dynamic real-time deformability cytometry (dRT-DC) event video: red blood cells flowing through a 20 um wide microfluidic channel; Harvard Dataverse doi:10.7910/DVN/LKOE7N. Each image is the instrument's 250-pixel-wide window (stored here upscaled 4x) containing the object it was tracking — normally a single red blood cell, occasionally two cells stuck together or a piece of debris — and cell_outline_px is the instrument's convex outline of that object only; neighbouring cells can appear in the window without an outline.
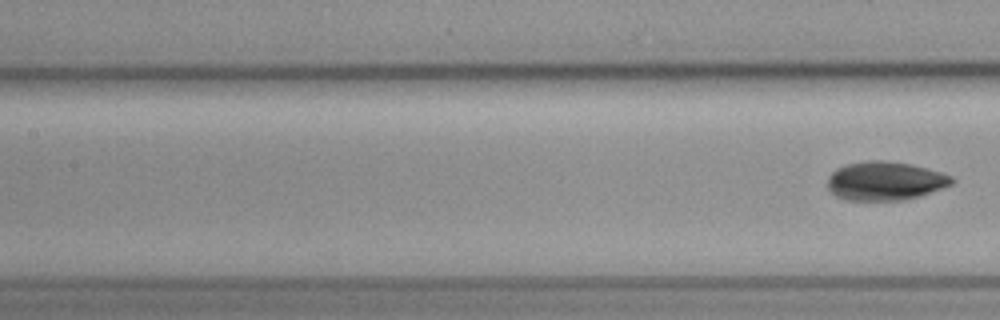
{"species": "common noctule bat (a hibernating species)", "species_latin": "Nyctalus noctula", "temperature_condition": "cold", "stored_images_in_passage": 10, "camera_frame_rate_fps": 3000, "um_per_image_px": 0.085, "animal": {"sex": "female", "body_mass_g": 19.3, "forearm_length_mm": 54.1}, "frame": {"image": 1, "passage_image": 10, "time_ms": 12.0, "image_size_px": [1000, 320], "cell_outline_px": [[956, 180], [952, 184], [944, 188], [920, 196], [904, 200], [848, 200], [836, 196], [828, 188], [828, 176], [836, 168], [848, 164], [868, 160], [880, 160], [912, 164], [928, 168], [952, 176]], "centroid_in_image_um": [75.26, 15.38], "position_along_channel_um": 132.1, "area_um2": 28.15}}